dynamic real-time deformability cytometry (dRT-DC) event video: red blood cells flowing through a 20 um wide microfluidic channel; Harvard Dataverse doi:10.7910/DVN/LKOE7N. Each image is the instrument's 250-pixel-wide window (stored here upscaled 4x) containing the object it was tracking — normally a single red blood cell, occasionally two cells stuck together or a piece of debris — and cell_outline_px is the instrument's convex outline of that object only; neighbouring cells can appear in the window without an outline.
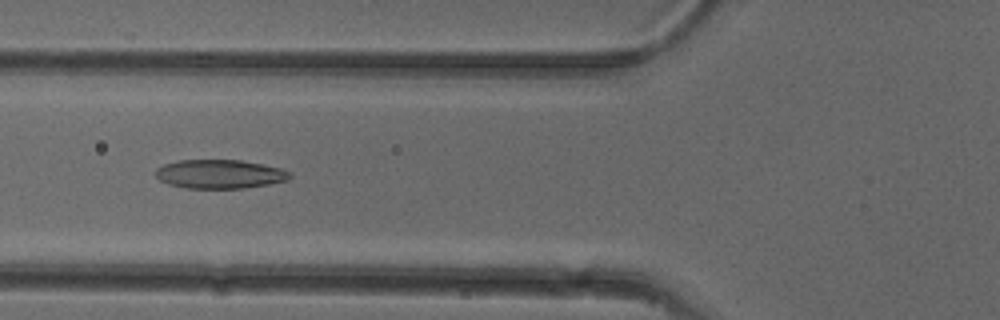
{"species": "common noctule bat (a hibernating species)", "species_latin": "Nyctalus noctula", "temperature_condition": "cold", "stored_images_in_passage": 53, "camera_frame_rate_fps": 3000, "um_per_image_px": 0.085, "animal": {"sex": "female"}, "frame": {"image": 1, "passage_image": 20, "time_ms": 6.333, "image_size_px": [1000, 320], "cell_outline_px": [[292, 176], [288, 180], [268, 184], [244, 188], [188, 188], [168, 184], [160, 180], [156, 176], [156, 168], [164, 164], [180, 160], [240, 160], [280, 168], [292, 172]], "centroid_in_image_um": [18.69, 14.79], "position_along_channel_um": 107.1, "area_um2": 22.48}}
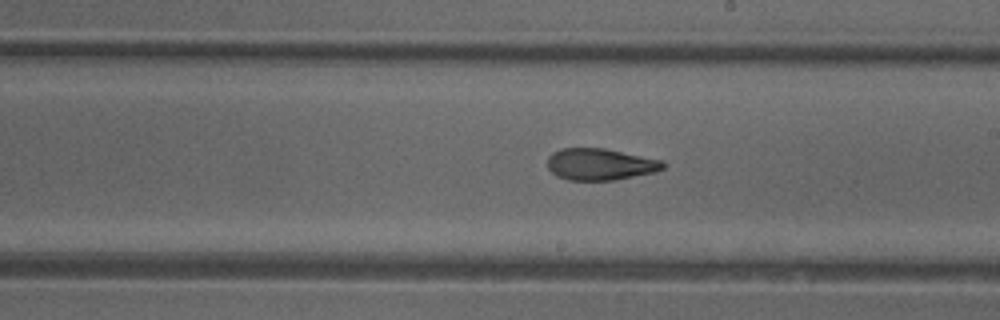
{"frame": {"image": 2, "passage_image": 30, "time_ms": 9.667, "image_size_px": [1000, 320], "cell_outline_px": [[668, 164], [664, 168], [656, 172], [612, 180], [568, 180], [556, 176], [548, 168], [548, 156], [552, 152], [560, 148], [604, 148], [664, 160]], "centroid_in_image_um": [51.04, 13.96], "position_along_channel_um": 238.0, "area_um2": 21.56}}
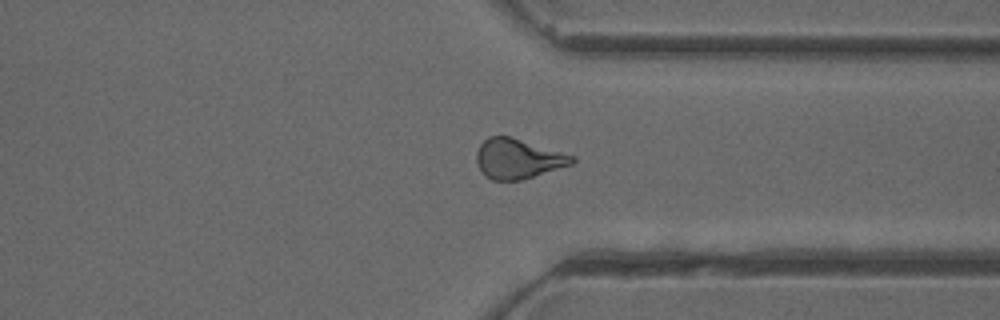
{"frame": {"image": 3, "passage_image": 40, "time_ms": 13.0, "image_size_px": [1000, 320], "cell_outline_px": [[576, 160], [572, 164], [520, 180], [492, 180], [484, 176], [476, 160], [476, 152], [480, 144], [488, 136], [508, 136], [576, 156]], "centroid_in_image_um": [44.01, 13.49], "position_along_channel_um": 367.4, "area_um2": 21.96}, "authors_computed_cell_mechanics": {"area_um2": 22.4842, "velocity_mm_per_s": 3.9112, "shape_relaxation_time_tau1_ms": 7.5588, "shape_relaxation_time_tau2_ms": 2.2923, "deformation_change_tau1": 0.183, "deformation_change_tau2": 0.1005}}